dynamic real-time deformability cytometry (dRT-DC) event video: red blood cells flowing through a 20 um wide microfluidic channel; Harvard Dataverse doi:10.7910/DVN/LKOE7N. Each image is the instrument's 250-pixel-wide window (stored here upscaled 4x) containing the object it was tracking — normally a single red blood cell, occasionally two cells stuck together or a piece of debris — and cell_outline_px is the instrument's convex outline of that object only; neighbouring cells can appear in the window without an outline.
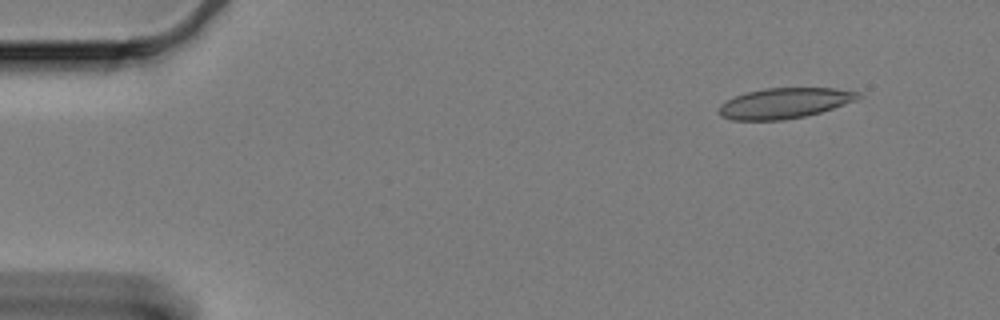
{"species": "Egyptian fruit bat (a non-hibernating species)", "species_latin": "Rousettus aegyptiacus", "temperature_condition": "cold", "stored_images_in_passage": 51, "camera_frame_rate_fps": 3000, "um_per_image_px": 0.085, "animal": {"sex": "female"}, "frame": {"image": 1, "passage_image": 1, "time_ms": 0.0, "image_size_px": [1000, 320], "cell_outline_px": [[860, 96], [856, 100], [820, 112], [804, 116], [784, 120], [732, 120], [720, 116], [720, 104], [744, 92], [764, 88], [832, 88], [856, 92]], "centroid_in_image_um": [66.63, 8.77], "position_along_channel_um": 18.4, "area_um2": 24.39}}
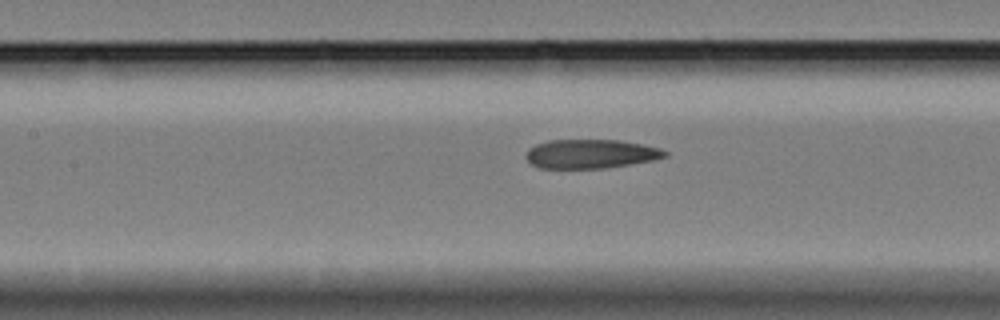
{"frame": {"image": 2, "passage_image": 22, "time_ms": 7.0, "image_size_px": [1000, 320], "cell_outline_px": [[668, 156], [652, 160], [604, 168], [540, 168], [532, 164], [524, 156], [528, 148], [536, 144], [548, 140], [616, 140], [640, 144], [660, 148], [668, 152]], "centroid_in_image_um": [50.17, 13.07], "position_along_channel_um": 157.2, "area_um2": 23.35}}
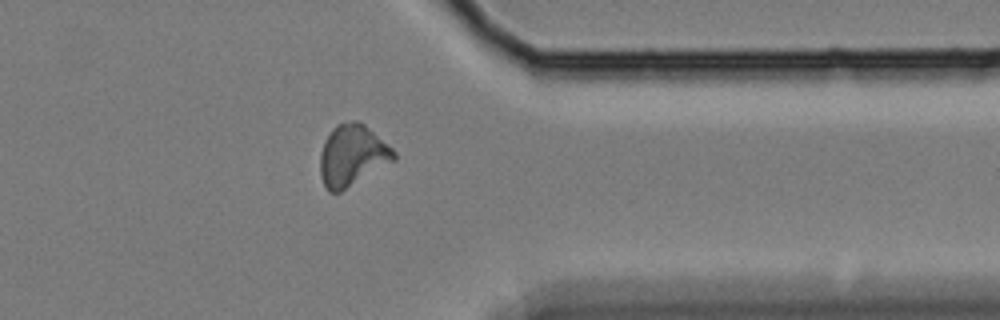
{"frame": {"image": 3, "passage_image": 43, "time_ms": 14.0, "image_size_px": [1000, 320], "cell_outline_px": [[396, 160], [340, 192], [328, 192], [320, 176], [320, 152], [324, 140], [332, 128], [336, 124], [352, 120], [360, 120], [392, 148], [396, 152]], "centroid_in_image_um": [29.93, 13.2], "position_along_channel_um": 381.5, "area_um2": 26.53}, "authors_computed_cell_mechanics": {"area_um2": 24.5072, "velocity_mm_per_s": 3.3092, "shape_relaxation_time_tau1_ms": null, "shape_relaxation_time_tau2_ms": 4.8963, "deformation_change_tau1": null, "deformation_change_tau2": 0.1324}}